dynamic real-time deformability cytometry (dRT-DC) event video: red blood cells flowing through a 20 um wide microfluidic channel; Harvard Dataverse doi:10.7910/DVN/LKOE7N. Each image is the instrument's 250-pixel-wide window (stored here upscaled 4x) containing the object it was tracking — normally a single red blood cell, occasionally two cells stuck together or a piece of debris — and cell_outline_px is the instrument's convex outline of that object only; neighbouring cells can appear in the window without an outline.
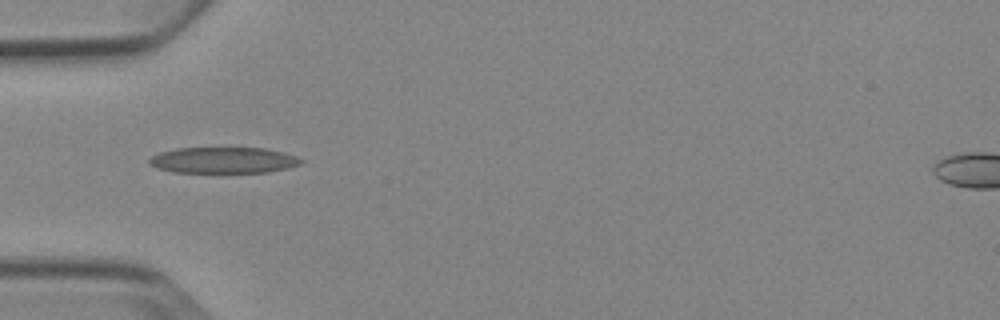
{"species": "Egyptian fruit bat (a non-hibernating species)", "species_latin": "Rousettus aegyptiacus", "temperature_condition": "cold", "stored_images_in_passage": 7, "camera_frame_rate_fps": 3000, "um_per_image_px": 0.085, "animal": {"sex": "female"}, "frame": {"image": 1, "passage_image": 5, "time_ms": 4.333, "image_size_px": [1000, 320], "cell_outline_px": [[304, 160], [300, 164], [288, 168], [268, 172], [172, 172], [156, 168], [148, 164], [148, 160], [152, 156], [160, 152], [176, 148], [264, 148], [284, 152], [296, 156]], "centroid_in_image_um": [18.98, 13.61], "position_along_channel_um": 66.0, "area_um2": 23.12}}
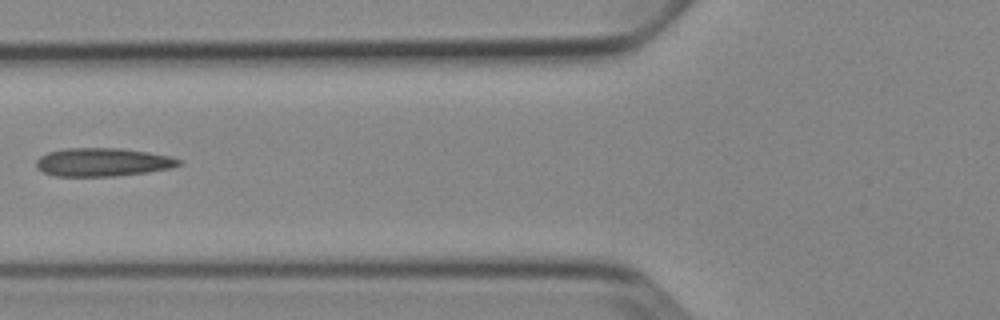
{"frame": {"image": 2, "passage_image": 6, "time_ms": 5.667, "image_size_px": [1000, 320], "cell_outline_px": [[184, 164], [168, 168], [144, 172], [116, 176], [56, 176], [44, 172], [36, 168], [36, 160], [40, 156], [48, 152], [64, 148], [120, 148], [148, 152], [172, 156], [184, 160]], "centroid_in_image_um": [8.74, 13.77], "position_along_channel_um": 117.1, "area_um2": 23.64}}
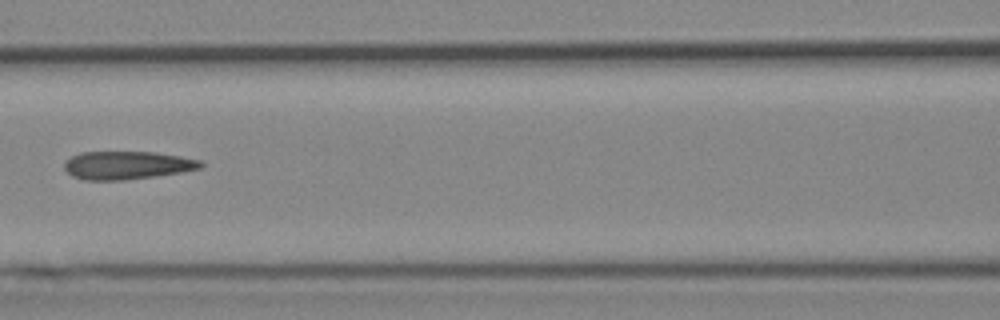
{"frame": {"image": 3, "passage_image": 7, "time_ms": 6.667, "image_size_px": [1000, 320], "cell_outline_px": [[204, 164], [200, 168], [180, 172], [124, 180], [84, 180], [72, 176], [64, 168], [64, 164], [72, 156], [80, 152], [156, 152], [180, 156], [200, 160]], "centroid_in_image_um": [10.79, 14.04], "position_along_channel_um": 155.8, "area_um2": 22.14}}